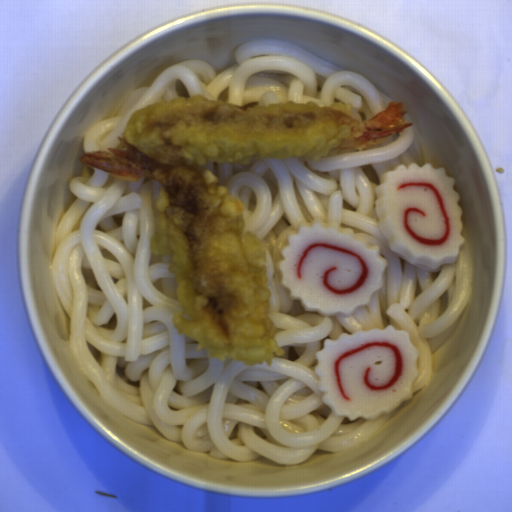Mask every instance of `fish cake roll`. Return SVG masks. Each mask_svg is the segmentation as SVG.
<instances>
[{
    "label": "fish cake roll",
    "mask_w": 512,
    "mask_h": 512,
    "mask_svg": "<svg viewBox=\"0 0 512 512\" xmlns=\"http://www.w3.org/2000/svg\"><path fill=\"white\" fill-rule=\"evenodd\" d=\"M379 251L351 228L315 219L299 224L274 268L306 312L344 317L370 305L383 289L388 261Z\"/></svg>",
    "instance_id": "fish-cake-roll-1"
},
{
    "label": "fish cake roll",
    "mask_w": 512,
    "mask_h": 512,
    "mask_svg": "<svg viewBox=\"0 0 512 512\" xmlns=\"http://www.w3.org/2000/svg\"><path fill=\"white\" fill-rule=\"evenodd\" d=\"M323 344L316 386L334 415L372 421L412 398L420 353L406 330L361 329Z\"/></svg>",
    "instance_id": "fish-cake-roll-2"
},
{
    "label": "fish cake roll",
    "mask_w": 512,
    "mask_h": 512,
    "mask_svg": "<svg viewBox=\"0 0 512 512\" xmlns=\"http://www.w3.org/2000/svg\"><path fill=\"white\" fill-rule=\"evenodd\" d=\"M455 184L446 166L432 163L403 164L382 174L375 209L389 249L433 270L457 261L466 240Z\"/></svg>",
    "instance_id": "fish-cake-roll-3"
}]
</instances>
